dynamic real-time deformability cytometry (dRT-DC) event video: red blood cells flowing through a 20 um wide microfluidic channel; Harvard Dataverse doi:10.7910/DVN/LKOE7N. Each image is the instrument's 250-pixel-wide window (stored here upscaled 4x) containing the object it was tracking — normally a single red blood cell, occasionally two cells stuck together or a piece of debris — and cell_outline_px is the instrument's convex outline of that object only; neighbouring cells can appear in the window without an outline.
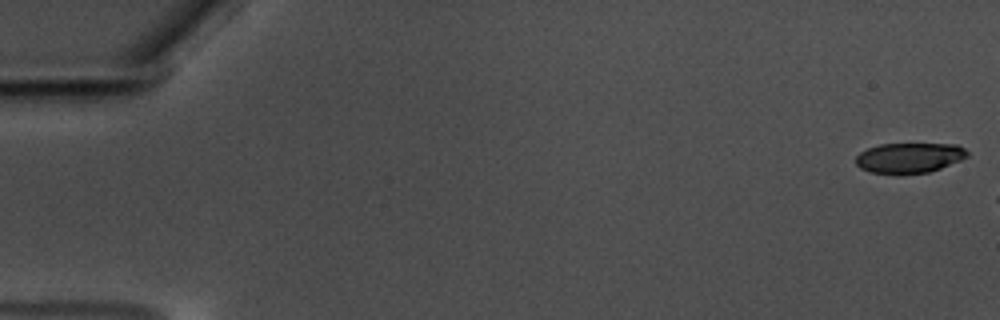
{"species": "common noctule bat (a hibernating species)", "species_latin": "Nyctalus noctula", "temperature_condition": "warm", "stored_images_in_passage": 18, "camera_frame_rate_fps": 3000, "um_per_image_px": 0.085, "animal": {"sex": "male", "body_mass_g": 17.5, "forearm_length_mm": 52.3}, "frame": {"image": 1, "passage_image": 1, "time_ms": 0.0, "image_size_px": [1000, 320], "cell_outline_px": [[968, 156], [960, 160], [940, 168], [928, 172], [872, 172], [860, 168], [856, 164], [856, 156], [860, 152], [868, 148], [880, 144], [956, 144], [964, 148], [968, 152]], "centroid_in_image_um": [77.3, 13.38], "position_along_channel_um": 7.7, "area_um2": 19.07}}